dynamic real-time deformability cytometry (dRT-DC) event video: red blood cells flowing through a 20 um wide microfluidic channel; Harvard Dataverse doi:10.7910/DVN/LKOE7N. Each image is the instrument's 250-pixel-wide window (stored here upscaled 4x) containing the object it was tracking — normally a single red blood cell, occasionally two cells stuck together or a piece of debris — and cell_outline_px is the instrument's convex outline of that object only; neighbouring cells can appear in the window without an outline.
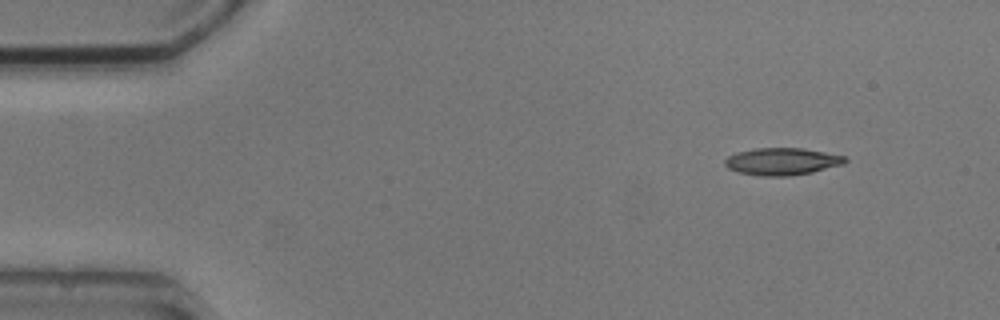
{"species": "common noctule bat (a hibernating species)", "species_latin": "Nyctalus noctula", "temperature_condition": "cold", "stored_images_in_passage": 2, "camera_frame_rate_fps": 3000, "um_per_image_px": 0.085, "animal": {"sex": "male", "body_mass_g": 20.5, "forearm_length_mm": 52.5}, "frame": {"image": 1, "passage_image": 2, "time_ms": 2.333, "image_size_px": [1000, 320], "cell_outline_px": [[848, 160], [844, 164], [812, 172], [788, 176], [760, 176], [736, 172], [728, 168], [724, 164], [724, 160], [728, 156], [736, 152], [756, 148], [804, 148], [844, 156]], "centroid_in_image_um": [66.44, 13.72], "position_along_channel_um": 18.6, "area_um2": 19.13}}